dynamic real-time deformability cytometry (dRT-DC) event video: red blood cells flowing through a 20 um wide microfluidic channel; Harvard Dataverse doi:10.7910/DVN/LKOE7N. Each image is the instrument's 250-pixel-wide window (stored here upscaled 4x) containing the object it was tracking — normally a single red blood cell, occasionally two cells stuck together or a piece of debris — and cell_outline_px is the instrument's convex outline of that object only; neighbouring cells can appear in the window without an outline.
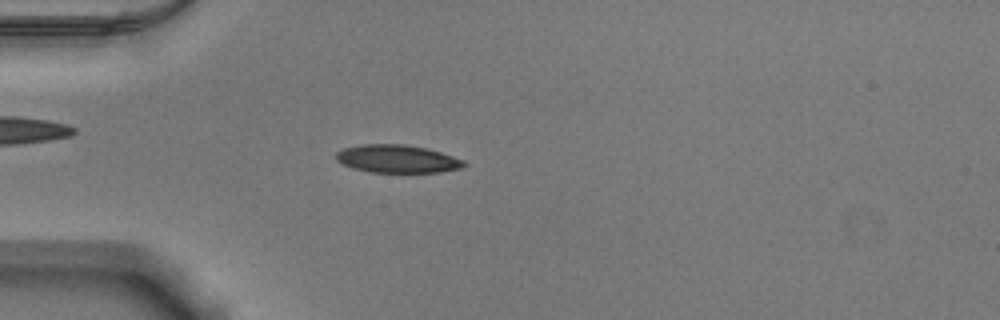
{"species": "Egyptian fruit bat (a non-hibernating species)", "species_latin": "Rousettus aegyptiacus", "temperature_condition": "warm", "stored_images_in_passage": 49, "camera_frame_rate_fps": 3000, "um_per_image_px": 0.085, "animal": {"sex": "male"}, "frame": {"image": 1, "passage_image": 12, "time_ms": 3.667, "image_size_px": [1000, 320], "cell_outline_px": [[468, 164], [460, 168], [440, 172], [372, 172], [352, 168], [336, 160], [336, 152], [344, 148], [360, 144], [404, 144], [428, 148], [464, 160]], "centroid_in_image_um": [33.77, 13.49], "position_along_channel_um": 51.2, "area_um2": 20.81}}
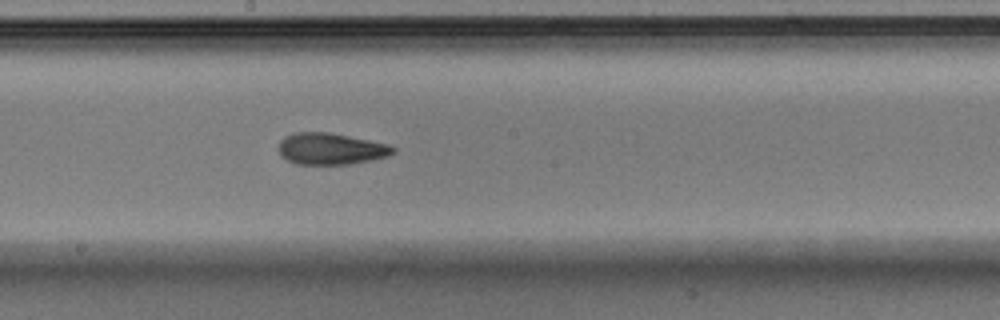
{"frame": {"image": 2, "passage_image": 26, "time_ms": 8.333, "image_size_px": [1000, 320], "cell_outline_px": [[396, 152], [388, 156], [372, 160], [348, 164], [296, 164], [280, 156], [280, 140], [284, 136], [296, 132], [328, 132], [388, 144], [396, 148]], "centroid_in_image_um": [28.13, 12.65], "position_along_channel_um": 220.1, "area_um2": 20.98}}
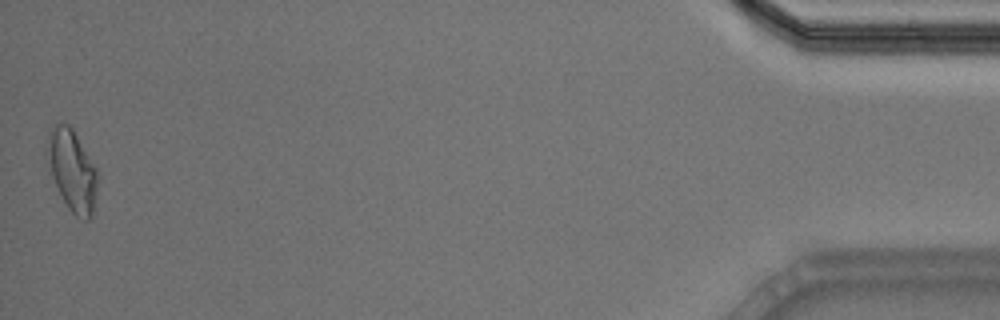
{"frame": {"image": 3, "passage_image": 49, "time_ms": 16.0, "image_size_px": [1000, 320], "cell_outline_px": [[100, 176], [92, 216], [88, 220], [84, 220], [76, 216], [68, 208], [52, 176], [44, 156], [44, 152], [48, 132], [56, 124], [68, 124], [72, 128], [96, 168]], "centroid_in_image_um": [6.13, 14.48], "position_along_channel_um": 429.1, "area_um2": 24.1}, "authors_computed_cell_mechanics": {"area_um2": 20.9236, "velocity_mm_per_s": 3.878, "shape_relaxation_time_tau1_ms": 4.6591, "shape_relaxation_time_tau2_ms": 2.0801, "deformation_change_tau1": 0.1742, "deformation_change_tau2": 0.0982}}